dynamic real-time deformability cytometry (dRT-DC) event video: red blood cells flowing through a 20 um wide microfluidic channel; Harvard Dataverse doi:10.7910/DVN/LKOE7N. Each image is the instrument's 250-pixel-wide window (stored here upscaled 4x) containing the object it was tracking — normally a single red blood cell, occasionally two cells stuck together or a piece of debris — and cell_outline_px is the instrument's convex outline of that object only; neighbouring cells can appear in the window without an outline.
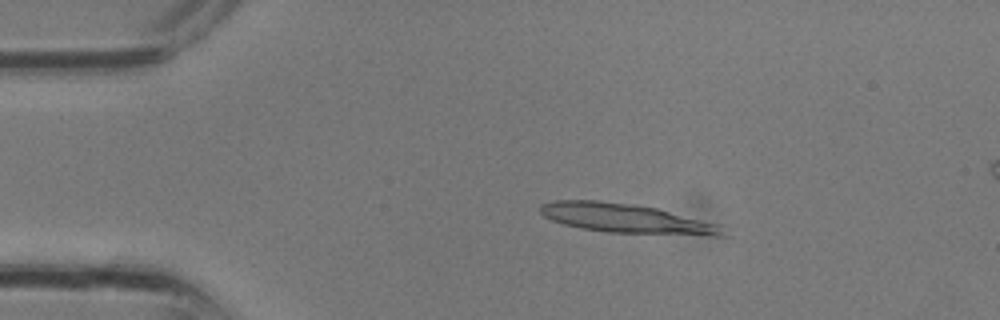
{"species": "common noctule bat (a hibernating species)", "species_latin": "Nyctalus noctula", "temperature_condition": "room temperature", "stored_images_in_passage": 4, "camera_frame_rate_fps": 3000, "um_per_image_px": 0.085, "animal": {"sex": "male", "body_mass_g": 13.3}, "frame": {"image": 1, "passage_image": 2, "time_ms": 0.333, "image_size_px": [1000, 320], "cell_outline_px": [[728, 236], [708, 236], [608, 232], [580, 228], [564, 224], [552, 220], [544, 216], [540, 212], [540, 204], [556, 200], [596, 200], [656, 208], [720, 224]], "centroid_in_image_um": [53.27, 18.59], "position_along_channel_um": 31.7, "area_um2": 31.1}}